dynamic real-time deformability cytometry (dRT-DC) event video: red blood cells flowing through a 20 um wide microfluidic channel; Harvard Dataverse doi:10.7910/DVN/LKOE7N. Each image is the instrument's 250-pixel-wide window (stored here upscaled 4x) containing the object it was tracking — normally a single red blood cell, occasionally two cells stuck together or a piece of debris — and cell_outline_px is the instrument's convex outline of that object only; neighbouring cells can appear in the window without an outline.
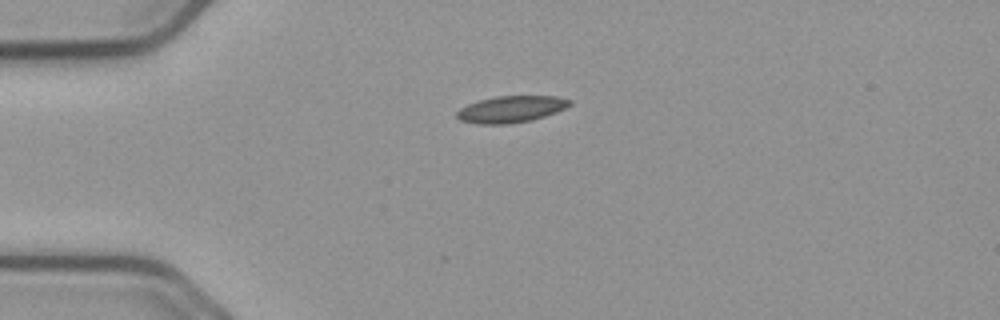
{"species": "common noctule bat (a hibernating species)", "species_latin": "Nyctalus noctula", "temperature_condition": "cold", "stored_images_in_passage": 34, "camera_frame_rate_fps": 3000, "um_per_image_px": 0.085, "animal": {"sex": "male", "body_mass_g": 23.1, "forearm_length_mm": 52.7}, "frame": {"image": 1, "passage_image": 1, "time_ms": 0.0, "image_size_px": [1000, 320], "cell_outline_px": [[572, 104], [556, 112], [532, 120], [508, 124], [476, 124], [460, 120], [456, 116], [456, 112], [460, 108], [468, 104], [480, 100], [496, 96], [556, 96], [572, 100]], "centroid_in_image_um": [43.43, 9.28], "position_along_channel_um": 41.6, "area_um2": 17.51}}
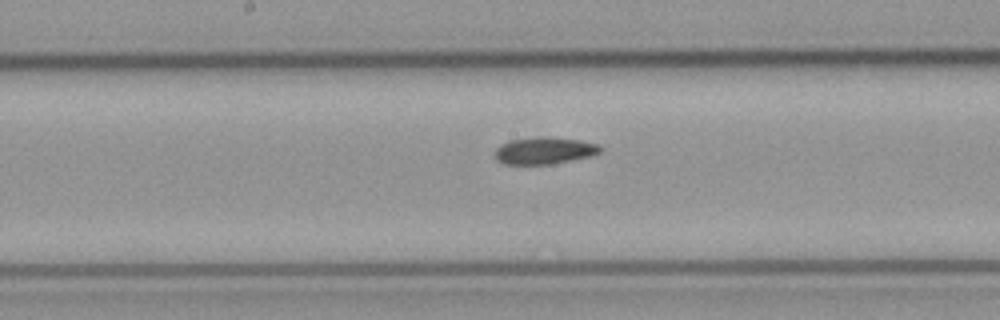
{"frame": {"image": 2, "passage_image": 16, "time_ms": 5.0, "image_size_px": [1000, 320], "cell_outline_px": [[604, 148], [600, 152], [592, 156], [552, 164], [504, 164], [496, 160], [492, 152], [500, 144], [508, 140], [580, 140], [600, 144]], "centroid_in_image_um": [46.26, 12.86], "position_along_channel_um": 201.9, "area_um2": 15.9}}
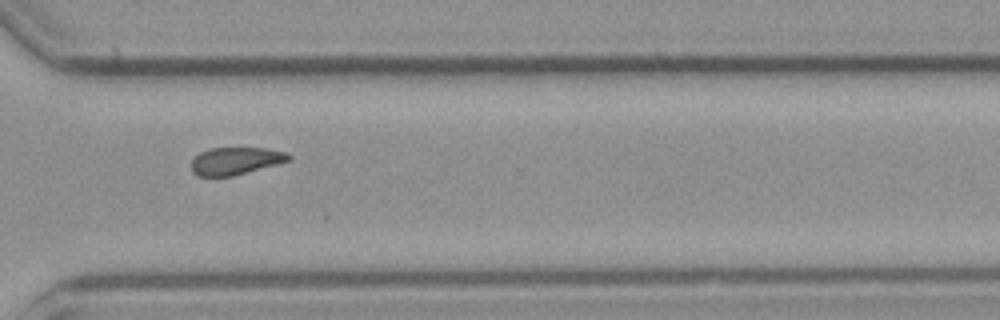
{"frame": {"image": 3, "passage_image": 28, "time_ms": 9.0, "image_size_px": [1000, 320], "cell_outline_px": [[292, 160], [232, 176], [200, 176], [192, 172], [192, 160], [200, 152], [208, 148], [264, 148], [288, 152], [292, 156]], "centroid_in_image_um": [20.06, 13.66], "position_along_channel_um": 350.5, "area_um2": 15.55}, "authors_computed_cell_mechanics": {"area_um2": 16.9354, "velocity_mm_per_s": 3.7281, "shape_relaxation_time_tau1_ms": null, "shape_relaxation_time_tau2_ms": 9.5921, "deformation_change_tau1": null, "deformation_change_tau2": 0.1615}}